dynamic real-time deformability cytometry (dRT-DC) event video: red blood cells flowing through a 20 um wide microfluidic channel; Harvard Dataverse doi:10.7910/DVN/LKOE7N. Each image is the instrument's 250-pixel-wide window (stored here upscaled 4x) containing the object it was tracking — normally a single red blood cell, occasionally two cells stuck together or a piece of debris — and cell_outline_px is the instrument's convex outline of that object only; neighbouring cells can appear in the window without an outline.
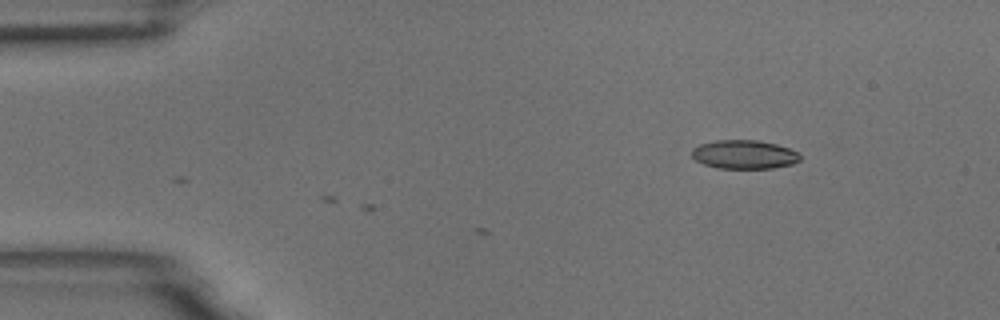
{"species": "common noctule bat (a hibernating species)", "species_latin": "Nyctalus noctula", "temperature_condition": "room temperature", "stored_images_in_passage": 2, "camera_frame_rate_fps": 3000, "um_per_image_px": 0.085, "animal": {"sex": "male", "body_mass_g": 18.8}, "frame": {"image": 1, "passage_image": 1, "time_ms": 0.0, "image_size_px": [1000, 320], "cell_outline_px": [[800, 160], [792, 164], [772, 168], [716, 168], [704, 164], [696, 160], [692, 156], [692, 148], [700, 144], [716, 140], [756, 140], [776, 144], [788, 148], [796, 152], [800, 156]], "centroid_in_image_um": [63.23, 13.13], "position_along_channel_um": 21.8, "area_um2": 18.03}}